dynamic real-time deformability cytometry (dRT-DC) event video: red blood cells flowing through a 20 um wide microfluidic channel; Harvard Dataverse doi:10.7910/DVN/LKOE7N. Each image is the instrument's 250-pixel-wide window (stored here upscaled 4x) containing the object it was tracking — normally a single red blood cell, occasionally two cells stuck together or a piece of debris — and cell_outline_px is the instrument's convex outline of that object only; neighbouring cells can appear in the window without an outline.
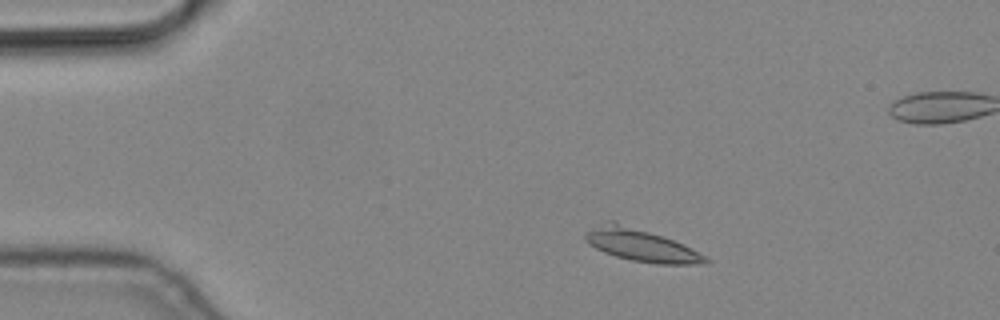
{"species": "common noctule bat (a hibernating species)", "species_latin": "Nyctalus noctula", "temperature_condition": "cold", "stored_images_in_passage": 5, "camera_frame_rate_fps": 3000, "um_per_image_px": 0.085, "animal": {"sex": "male", "body_mass_g": 19.2, "forearm_length_mm": 51.8}, "frame": {"image": 1, "passage_image": 3, "time_ms": 0.667, "image_size_px": [1000, 320], "cell_outline_px": [[712, 260], [692, 264], [660, 264], [632, 260], [616, 256], [604, 252], [588, 244], [584, 240], [584, 232], [608, 220], [612, 220], [684, 244]], "centroid_in_image_um": [54.41, 20.83], "position_along_channel_um": 30.6, "area_um2": 22.2}}